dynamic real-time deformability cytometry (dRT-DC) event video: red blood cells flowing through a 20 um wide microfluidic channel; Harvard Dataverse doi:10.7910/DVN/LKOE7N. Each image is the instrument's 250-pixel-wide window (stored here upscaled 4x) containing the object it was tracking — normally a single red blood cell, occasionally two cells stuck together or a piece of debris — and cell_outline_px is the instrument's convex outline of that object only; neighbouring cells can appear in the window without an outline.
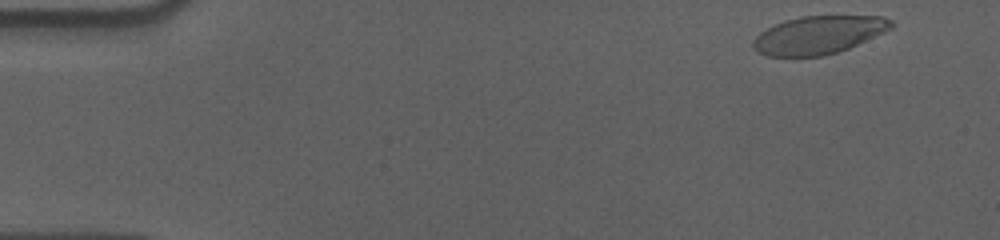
{"species": "human", "species_latin": "Homo sapiens", "temperature_condition": "cold", "stored_images_in_passage": 6, "camera_frame_rate_fps": 3000, "um_per_image_px": 0.085, "donor": {"sex": "male"}, "frame": {"image": 1, "passage_image": 1, "time_ms": 0.0, "image_size_px": [1000, 240], "cell_outline_px": [[892, 28], [884, 32], [848, 48], [824, 56], [768, 56], [760, 52], [752, 44], [752, 40], [760, 32], [784, 20], [800, 16], [884, 16], [892, 20]], "centroid_in_image_um": [69.58, 2.96], "position_along_channel_um": 15.4, "area_um2": 30.29}}